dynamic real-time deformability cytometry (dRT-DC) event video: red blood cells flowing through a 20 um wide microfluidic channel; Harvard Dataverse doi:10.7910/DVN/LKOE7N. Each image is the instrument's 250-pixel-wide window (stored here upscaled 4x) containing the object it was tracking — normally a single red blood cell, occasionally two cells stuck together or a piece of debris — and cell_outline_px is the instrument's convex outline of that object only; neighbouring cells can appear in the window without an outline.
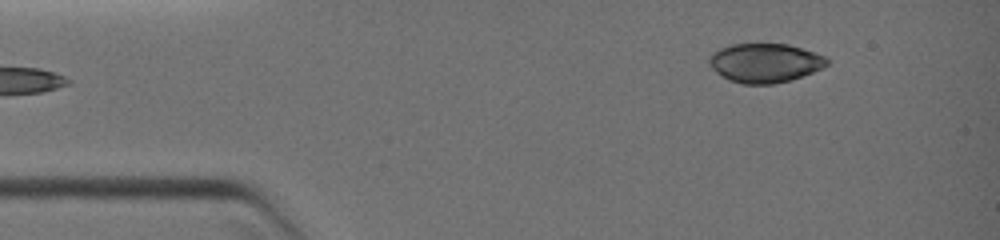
{"species": "common noctule bat (a hibernating species)", "species_latin": "Nyctalus noctula", "temperature_condition": "warm", "stored_images_in_passage": 7, "segment_of_instrument_passage": [2, 2], "camera_frame_rate_fps": 3000, "um_per_image_px": 0.085, "animal": {"sex": "female", "body_mass_g": 19.0, "forearm_length_mm": 51.5}, "frame": {"image": 1, "passage_image": 7, "time_ms": 4.0, "image_size_px": [1000, 240], "cell_outline_px": [[828, 64], [812, 72], [788, 80], [772, 84], [744, 84], [728, 80], [716, 72], [712, 68], [708, 60], [708, 56], [712, 52], [728, 44], [788, 44], [824, 56], [828, 60]], "centroid_in_image_um": [64.95, 5.34], "position_along_channel_um": 20.1, "area_um2": 26.59}}